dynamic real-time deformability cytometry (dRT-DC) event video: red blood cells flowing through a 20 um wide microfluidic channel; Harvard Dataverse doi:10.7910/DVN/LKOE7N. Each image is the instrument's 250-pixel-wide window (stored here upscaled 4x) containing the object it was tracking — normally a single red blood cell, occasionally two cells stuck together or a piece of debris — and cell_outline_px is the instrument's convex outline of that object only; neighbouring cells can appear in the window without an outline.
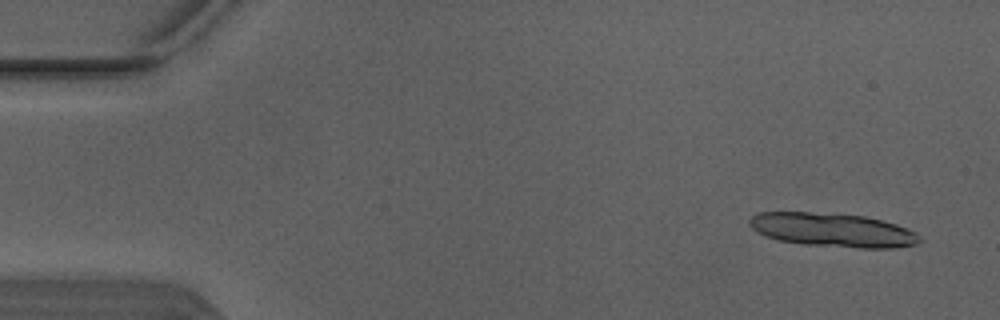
{"species": "Egyptian fruit bat (a non-hibernating species)", "species_latin": "Rousettus aegyptiacus", "temperature_condition": "warm", "stored_images_in_passage": 4, "camera_frame_rate_fps": 3000, "um_per_image_px": 0.085, "animal": {"sex": "male"}, "frame": {"image": 1, "passage_image": 1, "time_ms": 0.0, "image_size_px": [1000, 320], "cell_outline_px": [[920, 240], [916, 244], [896, 248], [856, 248], [804, 244], [776, 240], [764, 236], [756, 232], [748, 224], [748, 220], [752, 216], [760, 212], [808, 212], [864, 216], [896, 224], [908, 228], [916, 232], [920, 236]], "centroid_in_image_um": [70.75, 19.56], "position_along_channel_um": 14.2, "area_um2": 33.64}}